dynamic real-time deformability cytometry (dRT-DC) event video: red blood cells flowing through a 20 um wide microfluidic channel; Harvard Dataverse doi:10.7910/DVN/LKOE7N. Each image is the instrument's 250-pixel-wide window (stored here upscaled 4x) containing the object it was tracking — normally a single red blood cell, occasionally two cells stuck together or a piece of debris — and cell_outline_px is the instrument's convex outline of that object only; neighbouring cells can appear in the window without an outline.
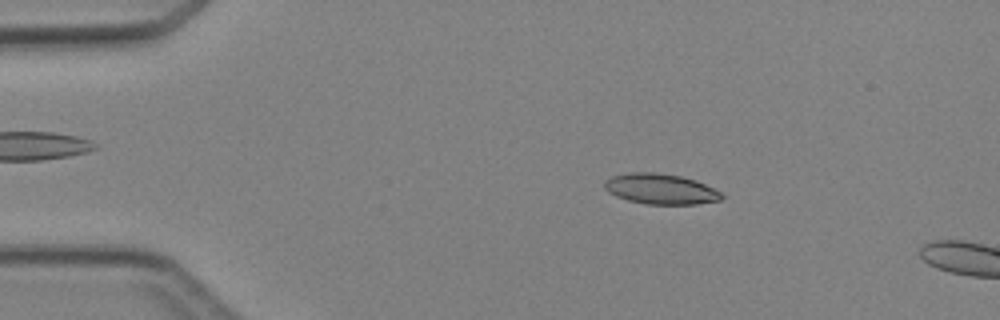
{"species": "Egyptian fruit bat (a non-hibernating species)", "species_latin": "Rousettus aegyptiacus", "temperature_condition": "cold", "stored_images_in_passage": 3, "camera_frame_rate_fps": 3000, "um_per_image_px": 0.085, "animal": {"sex": "female"}, "frame": {"image": 1, "passage_image": 2, "time_ms": 1.333, "image_size_px": [1000, 320], "cell_outline_px": [[724, 196], [720, 200], [696, 204], [644, 204], [628, 200], [616, 196], [608, 192], [604, 188], [604, 180], [612, 176], [628, 172], [656, 172], [680, 176], [696, 180], [720, 192]], "centroid_in_image_um": [56.11, 16.06], "position_along_channel_um": 28.9, "area_um2": 20.81}}